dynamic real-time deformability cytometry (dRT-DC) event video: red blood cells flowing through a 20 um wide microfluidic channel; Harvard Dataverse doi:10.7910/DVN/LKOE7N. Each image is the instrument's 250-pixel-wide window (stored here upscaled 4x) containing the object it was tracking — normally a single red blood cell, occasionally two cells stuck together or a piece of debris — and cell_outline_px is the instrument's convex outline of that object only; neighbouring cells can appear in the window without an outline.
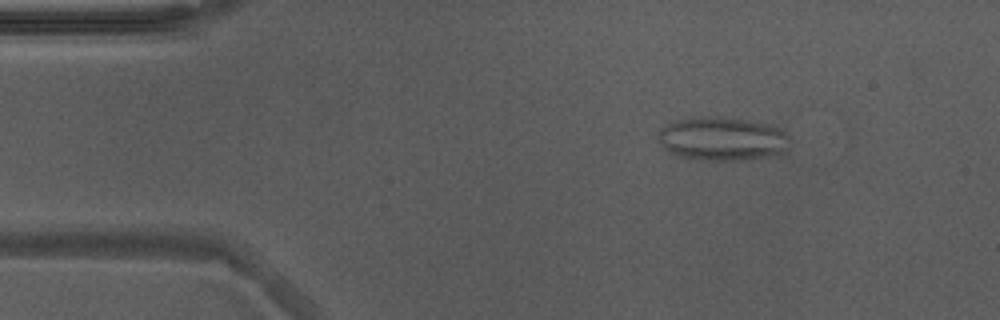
{"species": "Egyptian fruit bat (a non-hibernating species)", "species_latin": "Rousettus aegyptiacus", "temperature_condition": "warm", "stored_images_in_passage": 52, "camera_frame_rate_fps": 3000, "um_per_image_px": 0.085, "animal": {"sex": "male"}, "frame": {"image": 1, "passage_image": 8, "time_ms": 2.333, "image_size_px": [1000, 320], "cell_outline_px": [[788, 156], [740, 160], [700, 160], [676, 156], [656, 140], [656, 132], [660, 128], [676, 120], [700, 116], [716, 116], [744, 120], [784, 128], [788, 136]], "centroid_in_image_um": [61.44, 11.82], "position_along_channel_um": 23.6, "area_um2": 34.33}}
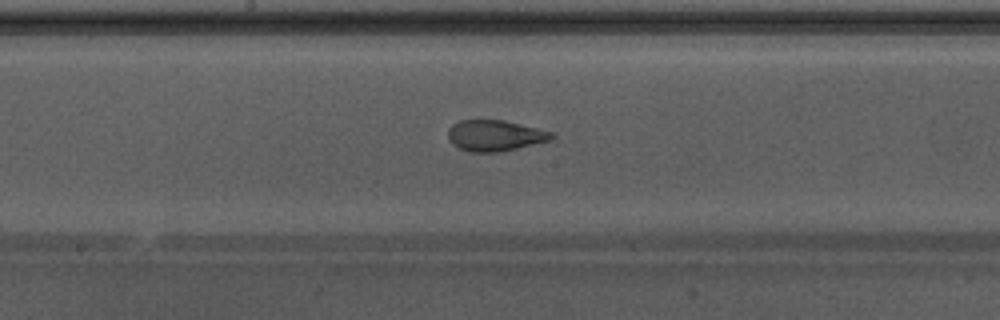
{"frame": {"image": 2, "passage_image": 27, "time_ms": 8.667, "image_size_px": [1000, 320], "cell_outline_px": [[556, 136], [552, 140], [500, 152], [472, 152], [460, 148], [452, 144], [448, 136], [448, 128], [452, 124], [460, 120], [504, 120], [552, 132]], "centroid_in_image_um": [42.07, 11.52], "position_along_channel_um": 206.1, "area_um2": 18.67}}
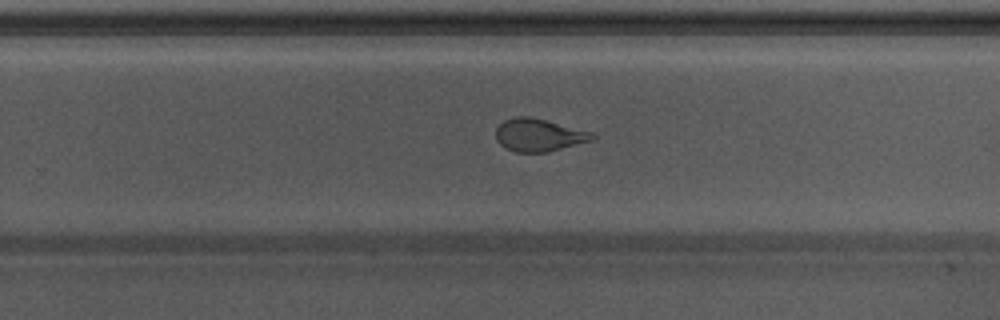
{"frame": {"image": 3, "passage_image": 33, "time_ms": 10.667, "image_size_px": [1000, 320], "cell_outline_px": [[596, 136], [592, 140], [548, 152], [516, 152], [504, 148], [496, 140], [496, 128], [504, 120], [516, 116], [528, 116], [592, 132]], "centroid_in_image_um": [45.76, 11.49], "position_along_channel_um": 284.0, "area_um2": 18.21}, "authors_computed_cell_mechanics": {"area_um2": 21.7906, "velocity_mm_per_s": 3.9185, "shape_relaxation_time_tau1_ms": null, "shape_relaxation_time_tau2_ms": 1.1434, "deformation_change_tau1": null, "deformation_change_tau2": 0.0808}}